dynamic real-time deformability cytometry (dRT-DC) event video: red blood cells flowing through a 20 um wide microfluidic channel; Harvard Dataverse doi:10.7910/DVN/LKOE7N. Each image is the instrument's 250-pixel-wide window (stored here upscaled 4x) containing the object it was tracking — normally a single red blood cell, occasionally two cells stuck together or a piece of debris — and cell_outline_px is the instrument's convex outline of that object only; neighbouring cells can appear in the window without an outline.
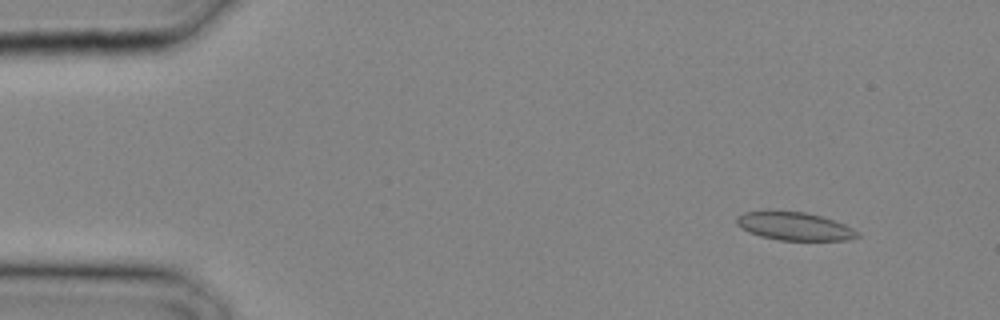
{"species": "common noctule bat (a hibernating species)", "species_latin": "Nyctalus noctula", "temperature_condition": "cold", "stored_images_in_passage": 10, "camera_frame_rate_fps": 3000, "um_per_image_px": 0.085, "animal": {"sex": "male", "body_mass_g": 20.4}, "frame": {"image": 1, "passage_image": 2, "time_ms": 0.333, "image_size_px": [1000, 320], "cell_outline_px": [[860, 236], [848, 240], [780, 240], [760, 236], [748, 232], [740, 228], [736, 224], [736, 216], [744, 212], [804, 212], [820, 216], [844, 224], [860, 232]], "centroid_in_image_um": [67.52, 19.25], "position_along_channel_um": 17.5, "area_um2": 19.54}}
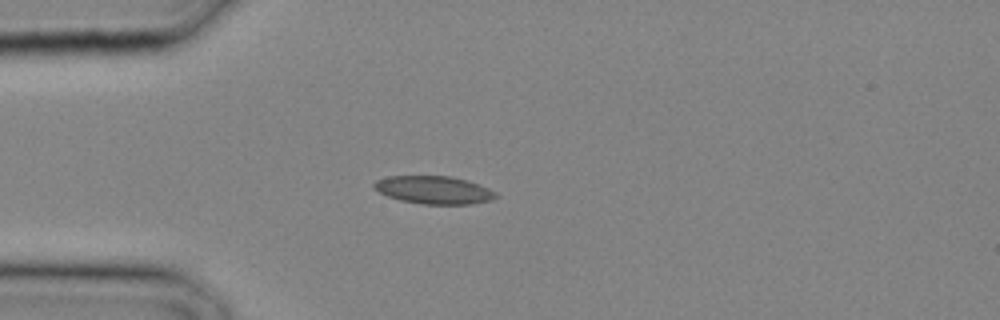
{"frame": {"image": 2, "passage_image": 7, "time_ms": 2.0, "image_size_px": [1000, 320], "cell_outline_px": [[500, 196], [492, 200], [472, 204], [424, 204], [400, 200], [388, 196], [372, 188], [372, 184], [376, 180], [388, 176], [452, 176], [488, 188], [496, 192]], "centroid_in_image_um": [36.87, 16.15], "position_along_channel_um": 48.1, "area_um2": 19.77}}
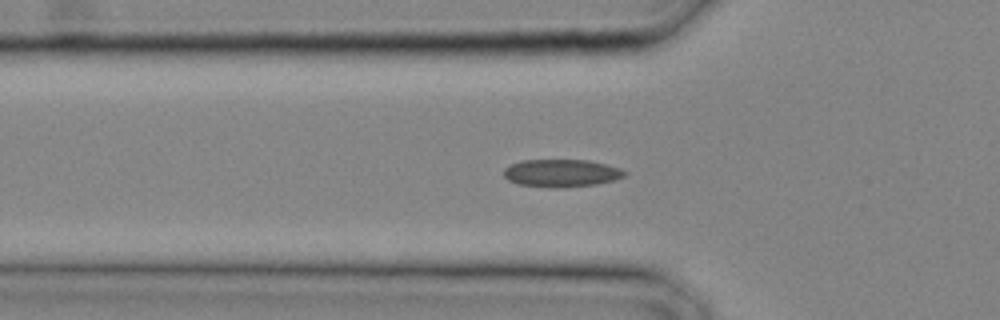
{"frame": {"image": 3, "passage_image": 9, "time_ms": 2.667, "image_size_px": [1000, 320], "cell_outline_px": [[628, 172], [624, 176], [612, 180], [596, 184], [560, 188], [552, 188], [516, 184], [508, 180], [504, 176], [504, 168], [520, 160], [588, 160], [620, 168]], "centroid_in_image_um": [47.68, 14.72], "position_along_channel_um": 78.1, "area_um2": 19.48}}